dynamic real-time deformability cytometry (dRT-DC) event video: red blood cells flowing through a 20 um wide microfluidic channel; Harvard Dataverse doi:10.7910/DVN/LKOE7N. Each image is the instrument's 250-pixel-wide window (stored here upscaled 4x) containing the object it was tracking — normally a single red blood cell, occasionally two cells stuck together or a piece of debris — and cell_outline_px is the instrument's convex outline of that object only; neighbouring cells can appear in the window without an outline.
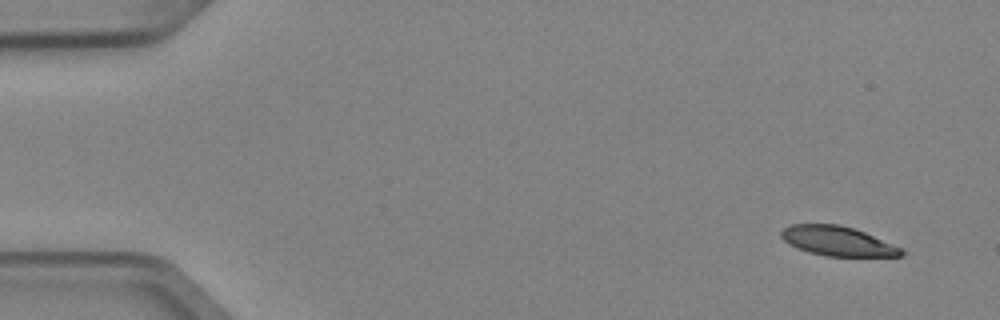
{"species": "Egyptian fruit bat (a non-hibernating species)", "species_latin": "Rousettus aegyptiacus", "temperature_condition": "cold", "stored_images_in_passage": 6, "segment_of_instrument_passage": [2, 2], "camera_frame_rate_fps": 3000, "um_per_image_px": 0.085, "animal": {"sex": "female"}, "frame": {"image": 1, "passage_image": 6, "time_ms": 1.667, "image_size_px": [1000, 320], "cell_outline_px": [[904, 256], [824, 256], [808, 252], [788, 244], [780, 236], [780, 232], [784, 228], [792, 224], [840, 224], [864, 232], [904, 248]], "centroid_in_image_um": [71.2, 20.49], "position_along_channel_um": 13.8, "area_um2": 20.75}}